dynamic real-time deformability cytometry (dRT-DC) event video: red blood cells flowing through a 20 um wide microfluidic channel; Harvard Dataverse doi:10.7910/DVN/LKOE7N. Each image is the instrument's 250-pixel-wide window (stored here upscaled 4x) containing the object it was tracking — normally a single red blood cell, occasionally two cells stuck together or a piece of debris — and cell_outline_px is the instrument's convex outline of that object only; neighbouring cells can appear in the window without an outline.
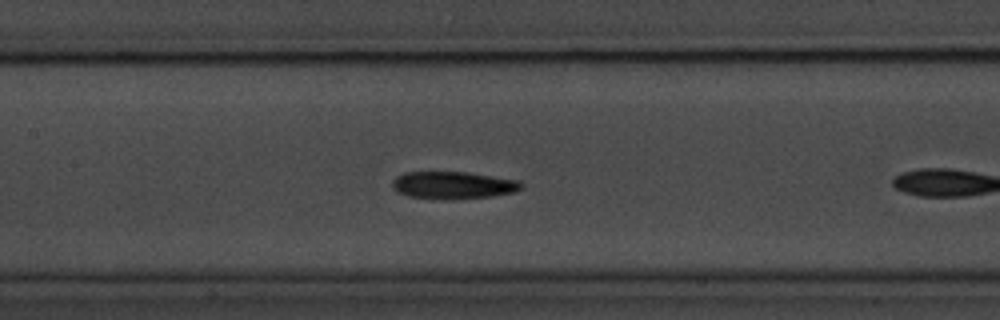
{"species": "common noctule bat (a hibernating species)", "species_latin": "Nyctalus noctula", "temperature_condition": "room temperature", "stored_images_in_passage": 14, "camera_frame_rate_fps": 3000, "um_per_image_px": 0.085, "animal": {"sex": "male", "body_mass_g": 20.1, "forearm_length_mm": 53.5}, "frame": {"image": 1, "passage_image": 12, "time_ms": 3.667, "image_size_px": [1000, 320], "cell_outline_px": [[524, 188], [516, 192], [492, 196], [452, 200], [408, 196], [396, 192], [392, 188], [392, 180], [396, 176], [404, 172], [464, 172], [520, 180], [524, 184]], "centroid_in_image_um": [38.53, 15.75], "position_along_channel_um": 168.9, "area_um2": 20.87}}